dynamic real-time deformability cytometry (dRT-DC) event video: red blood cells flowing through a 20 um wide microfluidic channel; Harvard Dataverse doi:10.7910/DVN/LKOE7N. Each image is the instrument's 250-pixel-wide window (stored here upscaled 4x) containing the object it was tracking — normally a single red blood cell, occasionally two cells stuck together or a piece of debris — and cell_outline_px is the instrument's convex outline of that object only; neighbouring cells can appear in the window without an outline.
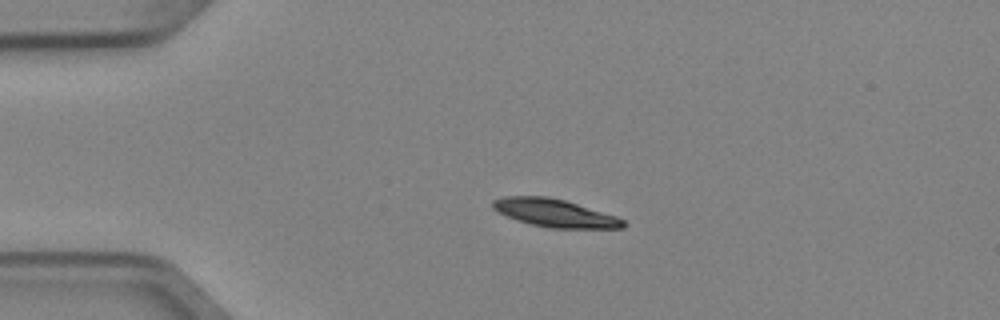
{"species": "Egyptian fruit bat (a non-hibernating species)", "species_latin": "Rousettus aegyptiacus", "temperature_condition": "cold", "stored_images_in_passage": 3, "camera_frame_rate_fps": 3000, "um_per_image_px": 0.085, "animal": {"sex": "female"}, "frame": {"image": 1, "passage_image": 2, "time_ms": 0.333, "image_size_px": [1000, 320], "cell_outline_px": [[628, 224], [624, 228], [548, 228], [532, 224], [508, 216], [492, 208], [492, 200], [504, 196], [548, 196], [564, 200], [616, 216], [624, 220]], "centroid_in_image_um": [47.18, 18.1], "position_along_channel_um": 37.8, "area_um2": 20.98}}